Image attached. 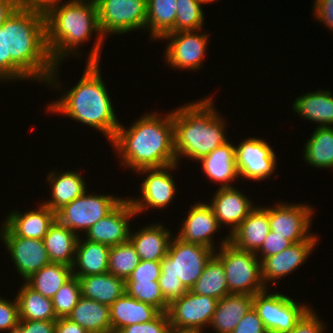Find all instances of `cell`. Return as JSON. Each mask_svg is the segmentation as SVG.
Here are the masks:
<instances>
[{
	"label": "cell",
	"instance_id": "39",
	"mask_svg": "<svg viewBox=\"0 0 333 333\" xmlns=\"http://www.w3.org/2000/svg\"><path fill=\"white\" fill-rule=\"evenodd\" d=\"M201 6L196 0H177L173 32L200 31L205 16Z\"/></svg>",
	"mask_w": 333,
	"mask_h": 333
},
{
	"label": "cell",
	"instance_id": "55",
	"mask_svg": "<svg viewBox=\"0 0 333 333\" xmlns=\"http://www.w3.org/2000/svg\"><path fill=\"white\" fill-rule=\"evenodd\" d=\"M167 333H199V332L192 331V330H177V329L170 328V330Z\"/></svg>",
	"mask_w": 333,
	"mask_h": 333
},
{
	"label": "cell",
	"instance_id": "52",
	"mask_svg": "<svg viewBox=\"0 0 333 333\" xmlns=\"http://www.w3.org/2000/svg\"><path fill=\"white\" fill-rule=\"evenodd\" d=\"M55 333H89L69 318L56 319Z\"/></svg>",
	"mask_w": 333,
	"mask_h": 333
},
{
	"label": "cell",
	"instance_id": "50",
	"mask_svg": "<svg viewBox=\"0 0 333 333\" xmlns=\"http://www.w3.org/2000/svg\"><path fill=\"white\" fill-rule=\"evenodd\" d=\"M313 2V14L317 21L320 20L333 31V0H314Z\"/></svg>",
	"mask_w": 333,
	"mask_h": 333
},
{
	"label": "cell",
	"instance_id": "43",
	"mask_svg": "<svg viewBox=\"0 0 333 333\" xmlns=\"http://www.w3.org/2000/svg\"><path fill=\"white\" fill-rule=\"evenodd\" d=\"M161 261H142L125 282H151L158 281L161 275Z\"/></svg>",
	"mask_w": 333,
	"mask_h": 333
},
{
	"label": "cell",
	"instance_id": "12",
	"mask_svg": "<svg viewBox=\"0 0 333 333\" xmlns=\"http://www.w3.org/2000/svg\"><path fill=\"white\" fill-rule=\"evenodd\" d=\"M177 165L176 163L164 167L142 168L136 171V173L143 175L147 174L140 185V199L128 198L137 215L151 207V210L164 209L170 205L176 197L175 181L170 171L174 170Z\"/></svg>",
	"mask_w": 333,
	"mask_h": 333
},
{
	"label": "cell",
	"instance_id": "42",
	"mask_svg": "<svg viewBox=\"0 0 333 333\" xmlns=\"http://www.w3.org/2000/svg\"><path fill=\"white\" fill-rule=\"evenodd\" d=\"M171 324L167 313H159L153 320L141 324L126 326L120 330L121 333H167Z\"/></svg>",
	"mask_w": 333,
	"mask_h": 333
},
{
	"label": "cell",
	"instance_id": "44",
	"mask_svg": "<svg viewBox=\"0 0 333 333\" xmlns=\"http://www.w3.org/2000/svg\"><path fill=\"white\" fill-rule=\"evenodd\" d=\"M6 300L0 297V331H9L19 324V310L16 298Z\"/></svg>",
	"mask_w": 333,
	"mask_h": 333
},
{
	"label": "cell",
	"instance_id": "15",
	"mask_svg": "<svg viewBox=\"0 0 333 333\" xmlns=\"http://www.w3.org/2000/svg\"><path fill=\"white\" fill-rule=\"evenodd\" d=\"M0 230V240L5 244L14 267L24 281L51 263L43 240L17 237L4 224Z\"/></svg>",
	"mask_w": 333,
	"mask_h": 333
},
{
	"label": "cell",
	"instance_id": "32",
	"mask_svg": "<svg viewBox=\"0 0 333 333\" xmlns=\"http://www.w3.org/2000/svg\"><path fill=\"white\" fill-rule=\"evenodd\" d=\"M67 318L89 333H104L112 330L110 307L83 296Z\"/></svg>",
	"mask_w": 333,
	"mask_h": 333
},
{
	"label": "cell",
	"instance_id": "49",
	"mask_svg": "<svg viewBox=\"0 0 333 333\" xmlns=\"http://www.w3.org/2000/svg\"><path fill=\"white\" fill-rule=\"evenodd\" d=\"M158 282L164 298L169 303L188 291L178 277L160 276Z\"/></svg>",
	"mask_w": 333,
	"mask_h": 333
},
{
	"label": "cell",
	"instance_id": "5",
	"mask_svg": "<svg viewBox=\"0 0 333 333\" xmlns=\"http://www.w3.org/2000/svg\"><path fill=\"white\" fill-rule=\"evenodd\" d=\"M212 100L207 97L185 103L172 111L177 164L184 156L199 161L228 141L226 121L214 108Z\"/></svg>",
	"mask_w": 333,
	"mask_h": 333
},
{
	"label": "cell",
	"instance_id": "3",
	"mask_svg": "<svg viewBox=\"0 0 333 333\" xmlns=\"http://www.w3.org/2000/svg\"><path fill=\"white\" fill-rule=\"evenodd\" d=\"M158 115L145 113L129 128L119 125L111 143L123 167L137 171L177 163L172 111L163 117Z\"/></svg>",
	"mask_w": 333,
	"mask_h": 333
},
{
	"label": "cell",
	"instance_id": "7",
	"mask_svg": "<svg viewBox=\"0 0 333 333\" xmlns=\"http://www.w3.org/2000/svg\"><path fill=\"white\" fill-rule=\"evenodd\" d=\"M215 251L196 243H188L175 236L169 243L167 255L161 260V275L178 277L188 289L194 286Z\"/></svg>",
	"mask_w": 333,
	"mask_h": 333
},
{
	"label": "cell",
	"instance_id": "26",
	"mask_svg": "<svg viewBox=\"0 0 333 333\" xmlns=\"http://www.w3.org/2000/svg\"><path fill=\"white\" fill-rule=\"evenodd\" d=\"M109 307L113 331H120L136 323L149 322L160 313L154 306L138 301L126 292Z\"/></svg>",
	"mask_w": 333,
	"mask_h": 333
},
{
	"label": "cell",
	"instance_id": "57",
	"mask_svg": "<svg viewBox=\"0 0 333 333\" xmlns=\"http://www.w3.org/2000/svg\"><path fill=\"white\" fill-rule=\"evenodd\" d=\"M104 333H121V332L120 331H113V330H111V331L104 332Z\"/></svg>",
	"mask_w": 333,
	"mask_h": 333
},
{
	"label": "cell",
	"instance_id": "27",
	"mask_svg": "<svg viewBox=\"0 0 333 333\" xmlns=\"http://www.w3.org/2000/svg\"><path fill=\"white\" fill-rule=\"evenodd\" d=\"M81 239L78 238L76 245L75 260L72 266L73 275L83 277L107 273L110 246Z\"/></svg>",
	"mask_w": 333,
	"mask_h": 333
},
{
	"label": "cell",
	"instance_id": "36",
	"mask_svg": "<svg viewBox=\"0 0 333 333\" xmlns=\"http://www.w3.org/2000/svg\"><path fill=\"white\" fill-rule=\"evenodd\" d=\"M72 276V267L51 262L33 273L25 282L43 296L52 299Z\"/></svg>",
	"mask_w": 333,
	"mask_h": 333
},
{
	"label": "cell",
	"instance_id": "14",
	"mask_svg": "<svg viewBox=\"0 0 333 333\" xmlns=\"http://www.w3.org/2000/svg\"><path fill=\"white\" fill-rule=\"evenodd\" d=\"M265 209L269 215L270 230L275 234L292 243L306 241L314 235L309 230L314 209L309 205L278 202Z\"/></svg>",
	"mask_w": 333,
	"mask_h": 333
},
{
	"label": "cell",
	"instance_id": "21",
	"mask_svg": "<svg viewBox=\"0 0 333 333\" xmlns=\"http://www.w3.org/2000/svg\"><path fill=\"white\" fill-rule=\"evenodd\" d=\"M37 209H31L24 212L25 214L10 211L2 224L17 237L43 240L49 227L56 220V213L43 203Z\"/></svg>",
	"mask_w": 333,
	"mask_h": 333
},
{
	"label": "cell",
	"instance_id": "35",
	"mask_svg": "<svg viewBox=\"0 0 333 333\" xmlns=\"http://www.w3.org/2000/svg\"><path fill=\"white\" fill-rule=\"evenodd\" d=\"M147 4L146 30L151 34V40L173 33L177 0H147Z\"/></svg>",
	"mask_w": 333,
	"mask_h": 333
},
{
	"label": "cell",
	"instance_id": "33",
	"mask_svg": "<svg viewBox=\"0 0 333 333\" xmlns=\"http://www.w3.org/2000/svg\"><path fill=\"white\" fill-rule=\"evenodd\" d=\"M20 320H56L52 299L43 296L25 281L16 294Z\"/></svg>",
	"mask_w": 333,
	"mask_h": 333
},
{
	"label": "cell",
	"instance_id": "22",
	"mask_svg": "<svg viewBox=\"0 0 333 333\" xmlns=\"http://www.w3.org/2000/svg\"><path fill=\"white\" fill-rule=\"evenodd\" d=\"M270 231L267 210L263 206H255L229 236V242L239 250L256 253Z\"/></svg>",
	"mask_w": 333,
	"mask_h": 333
},
{
	"label": "cell",
	"instance_id": "20",
	"mask_svg": "<svg viewBox=\"0 0 333 333\" xmlns=\"http://www.w3.org/2000/svg\"><path fill=\"white\" fill-rule=\"evenodd\" d=\"M186 219L183 221L177 237L188 243L206 246L214 251V235L220 225L208 203H195L191 206ZM213 239V240H212Z\"/></svg>",
	"mask_w": 333,
	"mask_h": 333
},
{
	"label": "cell",
	"instance_id": "11",
	"mask_svg": "<svg viewBox=\"0 0 333 333\" xmlns=\"http://www.w3.org/2000/svg\"><path fill=\"white\" fill-rule=\"evenodd\" d=\"M217 301L216 298L194 294L188 290L169 303L166 313L171 328L204 333L203 328L211 324Z\"/></svg>",
	"mask_w": 333,
	"mask_h": 333
},
{
	"label": "cell",
	"instance_id": "9",
	"mask_svg": "<svg viewBox=\"0 0 333 333\" xmlns=\"http://www.w3.org/2000/svg\"><path fill=\"white\" fill-rule=\"evenodd\" d=\"M267 291L269 289L253 295L254 309L268 333H290L310 307L278 291L271 294Z\"/></svg>",
	"mask_w": 333,
	"mask_h": 333
},
{
	"label": "cell",
	"instance_id": "17",
	"mask_svg": "<svg viewBox=\"0 0 333 333\" xmlns=\"http://www.w3.org/2000/svg\"><path fill=\"white\" fill-rule=\"evenodd\" d=\"M135 216L137 214L133 205L124 199L110 214L92 225L85 238L110 247L126 243L131 231L129 221Z\"/></svg>",
	"mask_w": 333,
	"mask_h": 333
},
{
	"label": "cell",
	"instance_id": "37",
	"mask_svg": "<svg viewBox=\"0 0 333 333\" xmlns=\"http://www.w3.org/2000/svg\"><path fill=\"white\" fill-rule=\"evenodd\" d=\"M190 291L217 300L229 294L223 264L215 256L206 264L203 273Z\"/></svg>",
	"mask_w": 333,
	"mask_h": 333
},
{
	"label": "cell",
	"instance_id": "38",
	"mask_svg": "<svg viewBox=\"0 0 333 333\" xmlns=\"http://www.w3.org/2000/svg\"><path fill=\"white\" fill-rule=\"evenodd\" d=\"M140 258L130 241L110 247L108 272L125 281L137 267Z\"/></svg>",
	"mask_w": 333,
	"mask_h": 333
},
{
	"label": "cell",
	"instance_id": "48",
	"mask_svg": "<svg viewBox=\"0 0 333 333\" xmlns=\"http://www.w3.org/2000/svg\"><path fill=\"white\" fill-rule=\"evenodd\" d=\"M56 320H19L17 327L9 333H55Z\"/></svg>",
	"mask_w": 333,
	"mask_h": 333
},
{
	"label": "cell",
	"instance_id": "40",
	"mask_svg": "<svg viewBox=\"0 0 333 333\" xmlns=\"http://www.w3.org/2000/svg\"><path fill=\"white\" fill-rule=\"evenodd\" d=\"M126 293L157 308L161 313H166L169 302L164 298L158 281L151 282H125Z\"/></svg>",
	"mask_w": 333,
	"mask_h": 333
},
{
	"label": "cell",
	"instance_id": "2",
	"mask_svg": "<svg viewBox=\"0 0 333 333\" xmlns=\"http://www.w3.org/2000/svg\"><path fill=\"white\" fill-rule=\"evenodd\" d=\"M58 1L46 13V45L51 60L55 65L61 64L64 58L79 56L77 52L80 43L87 42L93 31L96 42L87 55L86 63H101L100 54L104 36L99 28L97 7L94 0ZM75 53V54H74Z\"/></svg>",
	"mask_w": 333,
	"mask_h": 333
},
{
	"label": "cell",
	"instance_id": "16",
	"mask_svg": "<svg viewBox=\"0 0 333 333\" xmlns=\"http://www.w3.org/2000/svg\"><path fill=\"white\" fill-rule=\"evenodd\" d=\"M264 139L250 137L235 146L239 176L261 181L271 177L276 170V154Z\"/></svg>",
	"mask_w": 333,
	"mask_h": 333
},
{
	"label": "cell",
	"instance_id": "18",
	"mask_svg": "<svg viewBox=\"0 0 333 333\" xmlns=\"http://www.w3.org/2000/svg\"><path fill=\"white\" fill-rule=\"evenodd\" d=\"M318 237L313 235L310 239L298 243H293L287 249L278 254L266 257L261 262L262 281L265 286L272 282L276 285L275 280H280L284 276L291 274L308 260L311 252L315 249ZM315 246V247H314ZM267 282V283H266Z\"/></svg>",
	"mask_w": 333,
	"mask_h": 333
},
{
	"label": "cell",
	"instance_id": "30",
	"mask_svg": "<svg viewBox=\"0 0 333 333\" xmlns=\"http://www.w3.org/2000/svg\"><path fill=\"white\" fill-rule=\"evenodd\" d=\"M83 297L112 305L125 292V280L109 272L77 277Z\"/></svg>",
	"mask_w": 333,
	"mask_h": 333
},
{
	"label": "cell",
	"instance_id": "34",
	"mask_svg": "<svg viewBox=\"0 0 333 333\" xmlns=\"http://www.w3.org/2000/svg\"><path fill=\"white\" fill-rule=\"evenodd\" d=\"M303 150V159L315 168H333V127L317 126Z\"/></svg>",
	"mask_w": 333,
	"mask_h": 333
},
{
	"label": "cell",
	"instance_id": "54",
	"mask_svg": "<svg viewBox=\"0 0 333 333\" xmlns=\"http://www.w3.org/2000/svg\"><path fill=\"white\" fill-rule=\"evenodd\" d=\"M16 9L15 0H0V27Z\"/></svg>",
	"mask_w": 333,
	"mask_h": 333
},
{
	"label": "cell",
	"instance_id": "29",
	"mask_svg": "<svg viewBox=\"0 0 333 333\" xmlns=\"http://www.w3.org/2000/svg\"><path fill=\"white\" fill-rule=\"evenodd\" d=\"M291 107L301 118L318 123L319 127H332L333 125V95L331 91L308 92L297 97Z\"/></svg>",
	"mask_w": 333,
	"mask_h": 333
},
{
	"label": "cell",
	"instance_id": "53",
	"mask_svg": "<svg viewBox=\"0 0 333 333\" xmlns=\"http://www.w3.org/2000/svg\"><path fill=\"white\" fill-rule=\"evenodd\" d=\"M0 81L6 80V43L5 29L0 27Z\"/></svg>",
	"mask_w": 333,
	"mask_h": 333
},
{
	"label": "cell",
	"instance_id": "25",
	"mask_svg": "<svg viewBox=\"0 0 333 333\" xmlns=\"http://www.w3.org/2000/svg\"><path fill=\"white\" fill-rule=\"evenodd\" d=\"M47 180L50 182L51 198L42 203L55 213L63 206L69 204L77 197L87 191V185L81 173L76 171L60 172L50 171L47 175ZM52 188V189H51Z\"/></svg>",
	"mask_w": 333,
	"mask_h": 333
},
{
	"label": "cell",
	"instance_id": "47",
	"mask_svg": "<svg viewBox=\"0 0 333 333\" xmlns=\"http://www.w3.org/2000/svg\"><path fill=\"white\" fill-rule=\"evenodd\" d=\"M318 317L313 309L310 308L296 323L290 333H324L325 323Z\"/></svg>",
	"mask_w": 333,
	"mask_h": 333
},
{
	"label": "cell",
	"instance_id": "23",
	"mask_svg": "<svg viewBox=\"0 0 333 333\" xmlns=\"http://www.w3.org/2000/svg\"><path fill=\"white\" fill-rule=\"evenodd\" d=\"M229 140L199 160L204 174L212 183L220 182V188L234 187L231 185L232 181L240 177L236 164L235 146Z\"/></svg>",
	"mask_w": 333,
	"mask_h": 333
},
{
	"label": "cell",
	"instance_id": "41",
	"mask_svg": "<svg viewBox=\"0 0 333 333\" xmlns=\"http://www.w3.org/2000/svg\"><path fill=\"white\" fill-rule=\"evenodd\" d=\"M81 296L79 280L73 275L61 288L58 289L52 298L53 310L56 318H67Z\"/></svg>",
	"mask_w": 333,
	"mask_h": 333
},
{
	"label": "cell",
	"instance_id": "24",
	"mask_svg": "<svg viewBox=\"0 0 333 333\" xmlns=\"http://www.w3.org/2000/svg\"><path fill=\"white\" fill-rule=\"evenodd\" d=\"M137 232H131L129 241L135 247V250L142 261H161L166 255L169 247L172 233L166 229L163 224H148L138 229Z\"/></svg>",
	"mask_w": 333,
	"mask_h": 333
},
{
	"label": "cell",
	"instance_id": "46",
	"mask_svg": "<svg viewBox=\"0 0 333 333\" xmlns=\"http://www.w3.org/2000/svg\"><path fill=\"white\" fill-rule=\"evenodd\" d=\"M232 333H268L263 321L252 306L245 316L239 321Z\"/></svg>",
	"mask_w": 333,
	"mask_h": 333
},
{
	"label": "cell",
	"instance_id": "19",
	"mask_svg": "<svg viewBox=\"0 0 333 333\" xmlns=\"http://www.w3.org/2000/svg\"><path fill=\"white\" fill-rule=\"evenodd\" d=\"M235 187L218 188L214 193L211 203H208L221 227L223 224L230 227V236L242 223V221L255 208L252 201L248 199Z\"/></svg>",
	"mask_w": 333,
	"mask_h": 333
},
{
	"label": "cell",
	"instance_id": "6",
	"mask_svg": "<svg viewBox=\"0 0 333 333\" xmlns=\"http://www.w3.org/2000/svg\"><path fill=\"white\" fill-rule=\"evenodd\" d=\"M215 257L223 264L229 294L255 295L268 289L262 281L261 260L253 252L242 251L221 239Z\"/></svg>",
	"mask_w": 333,
	"mask_h": 333
},
{
	"label": "cell",
	"instance_id": "51",
	"mask_svg": "<svg viewBox=\"0 0 333 333\" xmlns=\"http://www.w3.org/2000/svg\"><path fill=\"white\" fill-rule=\"evenodd\" d=\"M60 0H15L19 9L37 10L46 13Z\"/></svg>",
	"mask_w": 333,
	"mask_h": 333
},
{
	"label": "cell",
	"instance_id": "28",
	"mask_svg": "<svg viewBox=\"0 0 333 333\" xmlns=\"http://www.w3.org/2000/svg\"><path fill=\"white\" fill-rule=\"evenodd\" d=\"M253 306V295L228 294L219 299L210 326L216 333H232Z\"/></svg>",
	"mask_w": 333,
	"mask_h": 333
},
{
	"label": "cell",
	"instance_id": "56",
	"mask_svg": "<svg viewBox=\"0 0 333 333\" xmlns=\"http://www.w3.org/2000/svg\"><path fill=\"white\" fill-rule=\"evenodd\" d=\"M198 3H200V4H205V3H211V2H215V1H217V0H196Z\"/></svg>",
	"mask_w": 333,
	"mask_h": 333
},
{
	"label": "cell",
	"instance_id": "10",
	"mask_svg": "<svg viewBox=\"0 0 333 333\" xmlns=\"http://www.w3.org/2000/svg\"><path fill=\"white\" fill-rule=\"evenodd\" d=\"M99 28L107 34H125L146 29L147 0H94Z\"/></svg>",
	"mask_w": 333,
	"mask_h": 333
},
{
	"label": "cell",
	"instance_id": "4",
	"mask_svg": "<svg viewBox=\"0 0 333 333\" xmlns=\"http://www.w3.org/2000/svg\"><path fill=\"white\" fill-rule=\"evenodd\" d=\"M99 63H86L78 83L54 102L49 113H61L86 126L101 131L111 142L120 125L111 97L100 74Z\"/></svg>",
	"mask_w": 333,
	"mask_h": 333
},
{
	"label": "cell",
	"instance_id": "31",
	"mask_svg": "<svg viewBox=\"0 0 333 333\" xmlns=\"http://www.w3.org/2000/svg\"><path fill=\"white\" fill-rule=\"evenodd\" d=\"M78 238L76 233L55 220L43 238L50 262L72 267Z\"/></svg>",
	"mask_w": 333,
	"mask_h": 333
},
{
	"label": "cell",
	"instance_id": "1",
	"mask_svg": "<svg viewBox=\"0 0 333 333\" xmlns=\"http://www.w3.org/2000/svg\"><path fill=\"white\" fill-rule=\"evenodd\" d=\"M3 28L6 81L31 79L61 88L57 77L59 64L53 63L46 45L45 13L17 8L5 20Z\"/></svg>",
	"mask_w": 333,
	"mask_h": 333
},
{
	"label": "cell",
	"instance_id": "8",
	"mask_svg": "<svg viewBox=\"0 0 333 333\" xmlns=\"http://www.w3.org/2000/svg\"><path fill=\"white\" fill-rule=\"evenodd\" d=\"M81 196L56 212V220L76 233L77 230L86 232L100 219L110 214L124 199L113 195L88 194Z\"/></svg>",
	"mask_w": 333,
	"mask_h": 333
},
{
	"label": "cell",
	"instance_id": "13",
	"mask_svg": "<svg viewBox=\"0 0 333 333\" xmlns=\"http://www.w3.org/2000/svg\"><path fill=\"white\" fill-rule=\"evenodd\" d=\"M198 31L173 32L161 38V40L169 41L164 50V59L171 68L188 69L193 72L201 68L206 56L209 35Z\"/></svg>",
	"mask_w": 333,
	"mask_h": 333
},
{
	"label": "cell",
	"instance_id": "45",
	"mask_svg": "<svg viewBox=\"0 0 333 333\" xmlns=\"http://www.w3.org/2000/svg\"><path fill=\"white\" fill-rule=\"evenodd\" d=\"M292 244L293 243L291 241L283 238V236L277 235L275 232L270 231L261 248L255 254L262 262L266 257L278 254L287 249ZM258 254L262 256H259Z\"/></svg>",
	"mask_w": 333,
	"mask_h": 333
}]
</instances>
